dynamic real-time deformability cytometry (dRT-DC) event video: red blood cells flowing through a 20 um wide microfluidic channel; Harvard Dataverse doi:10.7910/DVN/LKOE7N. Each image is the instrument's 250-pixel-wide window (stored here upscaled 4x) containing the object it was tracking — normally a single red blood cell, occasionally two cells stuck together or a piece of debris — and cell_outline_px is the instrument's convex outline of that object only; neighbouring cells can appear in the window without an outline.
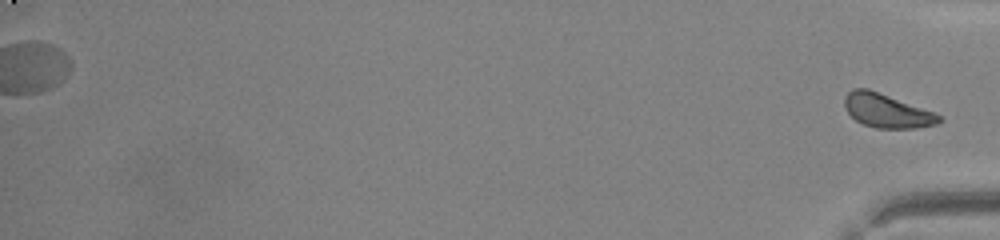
{"species": "common noctule bat (a hibernating species)", "species_latin": "Nyctalus noctula", "temperature_condition": "warm", "stored_images_in_passage": 50, "segment_of_instrument_passage": [2, 2], "camera_frame_rate_fps": 3000, "um_per_image_px": 0.085, "animal": {"sex": "male", "body_mass_g": 20.0, "forearm_length_mm": 53.3}, "frame": {"image": 1, "passage_image": 50, "time_ms": 16.333, "image_size_px": [1000, 240], "cell_outline_px": [[944, 120], [936, 124], [916, 128], [876, 128], [864, 124], [856, 120], [844, 108], [844, 100], [848, 92], [852, 88], [868, 88], [936, 112]], "centroid_in_image_um": [75.4, 9.4], "position_along_channel_um": 359.8, "area_um2": 18.73}}